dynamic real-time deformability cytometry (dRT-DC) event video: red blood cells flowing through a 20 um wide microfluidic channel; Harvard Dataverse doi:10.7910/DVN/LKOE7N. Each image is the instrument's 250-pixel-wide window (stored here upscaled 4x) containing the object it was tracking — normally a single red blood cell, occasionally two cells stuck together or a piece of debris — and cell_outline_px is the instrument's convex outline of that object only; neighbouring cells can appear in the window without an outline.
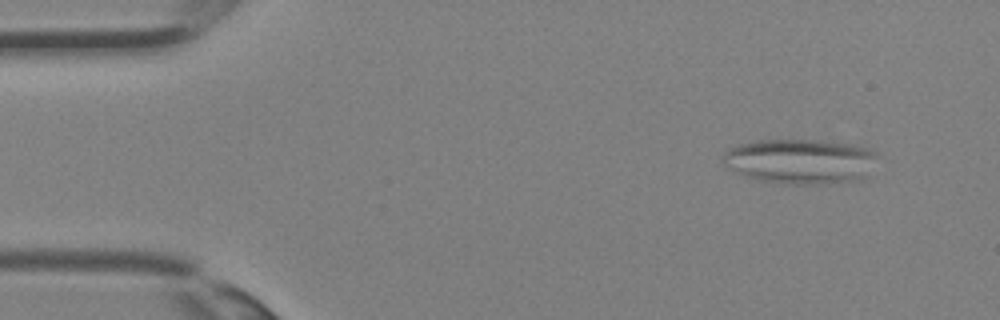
{"species": "Egyptian fruit bat (a non-hibernating species)", "species_latin": "Rousettus aegyptiacus", "temperature_condition": "room temperature", "stored_images_in_passage": 36, "camera_frame_rate_fps": 3000, "um_per_image_px": 0.085, "animal": {"sex": "female"}, "frame": {"image": 1, "passage_image": 4, "time_ms": 1.0, "image_size_px": [1000, 320], "cell_outline_px": [[876, 156], [864, 176], [860, 180], [828, 184], [780, 184], [756, 180], [744, 176], [728, 168], [724, 164], [720, 156], [728, 148], [736, 144], [756, 140], [816, 140], [848, 144], [868, 148], [876, 152]], "centroid_in_image_um": [67.92, 13.72], "position_along_channel_um": 17.1, "area_um2": 40.69}}
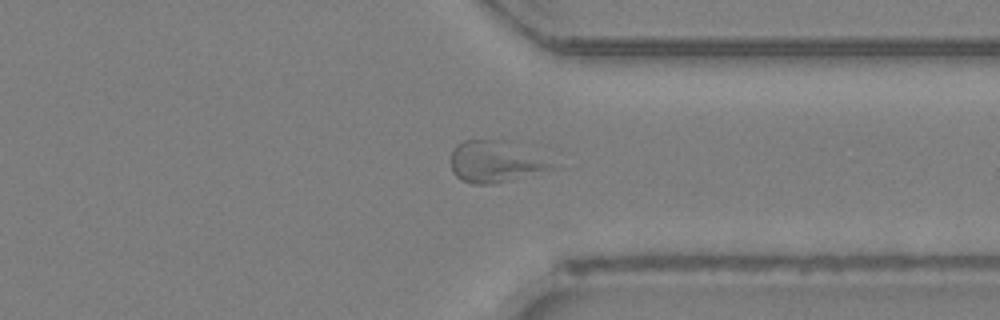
{"frame": {"image": 2, "passage_image": 28, "time_ms": 9.0, "image_size_px": [1000, 320], "cell_outline_px": [[556, 168], [492, 184], [472, 184], [460, 180], [452, 172], [452, 148], [456, 144], [464, 140], [508, 140], [552, 164]], "centroid_in_image_um": [42.0, 13.74], "position_along_channel_um": 369.4, "area_um2": 23.87}}
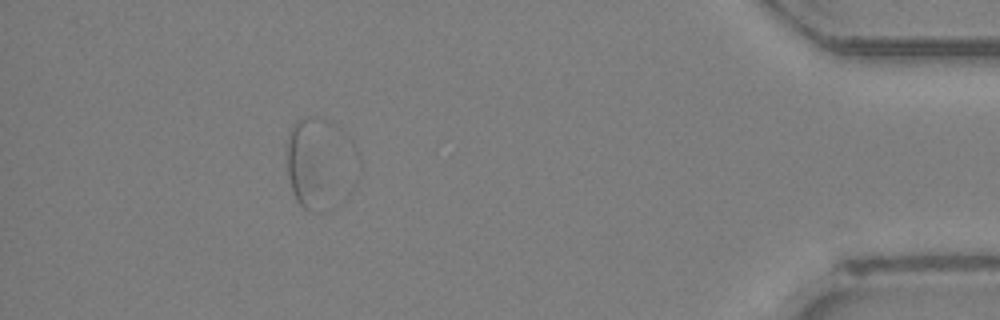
{"frame": {"image": 3, "passage_image": 33, "time_ms": 10.667, "image_size_px": [1000, 320], "cell_outline_px": [[336, 204], [332, 208], [324, 212], [316, 212], [304, 208], [296, 200], [292, 192], [288, 176], [288, 136], [292, 124], [304, 116], [316, 116], [328, 120], [332, 124]], "centroid_in_image_um": [26.54, 13.9], "position_along_channel_um": 408.7, "area_um2": 28.61}}